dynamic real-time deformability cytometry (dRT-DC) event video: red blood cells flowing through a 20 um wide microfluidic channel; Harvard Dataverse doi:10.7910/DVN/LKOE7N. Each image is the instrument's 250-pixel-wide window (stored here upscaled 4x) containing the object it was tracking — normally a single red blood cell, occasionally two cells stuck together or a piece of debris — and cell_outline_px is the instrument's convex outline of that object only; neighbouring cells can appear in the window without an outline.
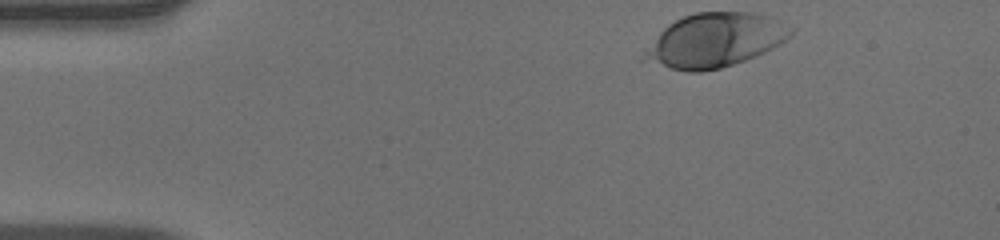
{"species": "human", "species_latin": "Homo sapiens", "temperature_condition": "warm", "stored_images_in_passage": 37, "camera_frame_rate_fps": 3000, "um_per_image_px": 0.085, "donor": {"sex": "male"}, "frame": {"image": 1, "passage_image": 1, "time_ms": 0.0, "image_size_px": [1000, 240], "cell_outline_px": [[796, 28], [784, 40], [772, 48], [756, 56], [720, 68], [700, 72], [688, 72], [640, 60], [644, 52], [660, 32], [668, 24], [684, 16], [696, 12], [756, 12], [768, 16]], "centroid_in_image_um": [60.77, 3.42], "position_along_channel_um": 24.2, "area_um2": 45.66}}
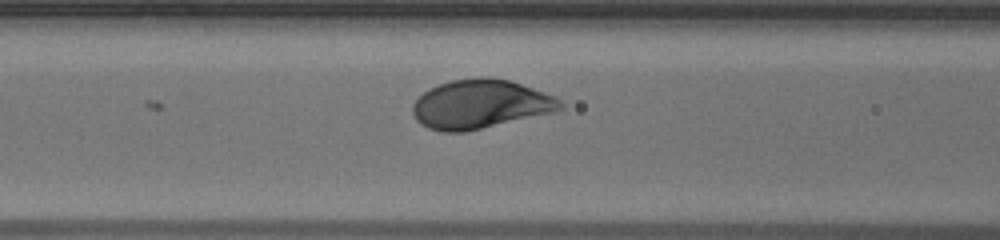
{"frame": {"image": 2, "passage_image": 15, "time_ms": 4.667, "image_size_px": [1000, 240], "cell_outline_px": [[564, 108], [556, 112], [464, 132], [440, 132], [428, 128], [420, 124], [416, 120], [412, 112], [412, 104], [428, 88], [452, 80], [480, 76], [492, 76], [508, 80], [556, 96], [564, 104]], "centroid_in_image_um": [40.83, 8.86], "position_along_channel_um": 125.8, "area_um2": 42.43}}
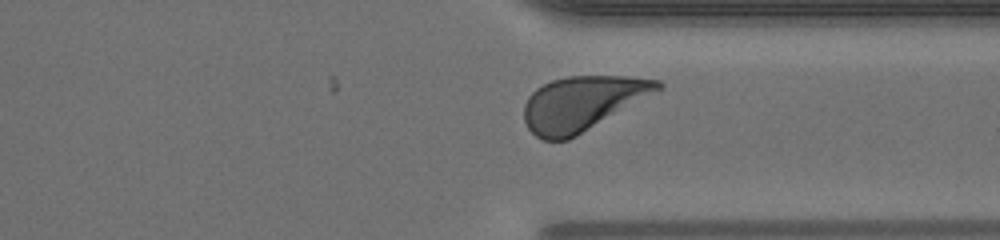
{"frame": {"image": 3, "passage_image": 33, "time_ms": 10.667, "image_size_px": [1000, 240], "cell_outline_px": [[664, 88], [576, 136], [568, 140], [544, 140], [536, 136], [528, 128], [524, 120], [524, 104], [528, 96], [536, 88], [552, 80], [568, 76], [628, 76], [660, 80], [664, 84]], "centroid_in_image_um": [49.5, 8.77], "position_along_channel_um": 361.9, "area_um2": 42.37}, "authors_computed_cell_mechanics": {"area_um2": 41.9628, "velocity_mm_per_s": 3.9421, "shape_relaxation_time_tau1_ms": 1.3591, "shape_relaxation_time_tau2_ms": null, "deformation_change_tau1": 0.1261, "deformation_change_tau2": null}}